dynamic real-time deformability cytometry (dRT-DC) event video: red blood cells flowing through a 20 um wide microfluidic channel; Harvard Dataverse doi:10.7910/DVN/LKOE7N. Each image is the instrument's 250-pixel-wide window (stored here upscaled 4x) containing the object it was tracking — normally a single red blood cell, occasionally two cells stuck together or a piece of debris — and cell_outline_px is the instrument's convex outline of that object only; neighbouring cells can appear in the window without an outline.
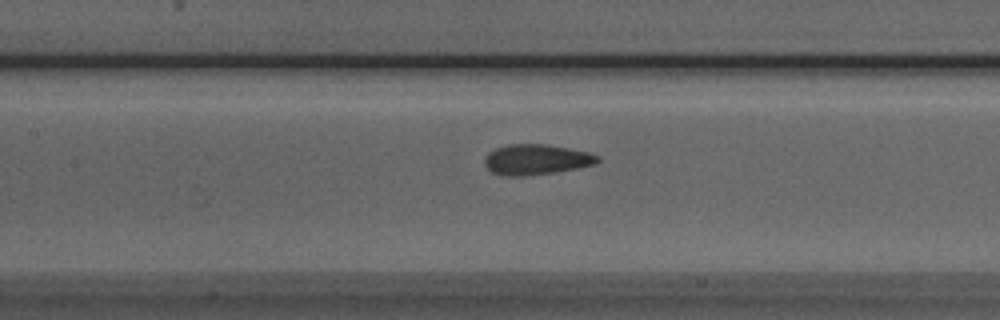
{"species": "Egyptian fruit bat (a non-hibernating species)", "species_latin": "Rousettus aegyptiacus", "temperature_condition": "room temperature", "stored_images_in_passage": 51, "camera_frame_rate_fps": 3000, "um_per_image_px": 0.085, "animal": {"sex": "male"}, "frame": {"image": 1, "passage_image": 23, "time_ms": 7.333, "image_size_px": [1000, 320], "cell_outline_px": [[600, 160], [596, 164], [576, 168], [552, 172], [524, 176], [500, 176], [492, 172], [484, 164], [484, 160], [488, 152], [496, 148], [508, 144], [548, 144], [588, 152], [600, 156]], "centroid_in_image_um": [45.56, 13.56], "position_along_channel_um": 161.8, "area_um2": 20.06}}
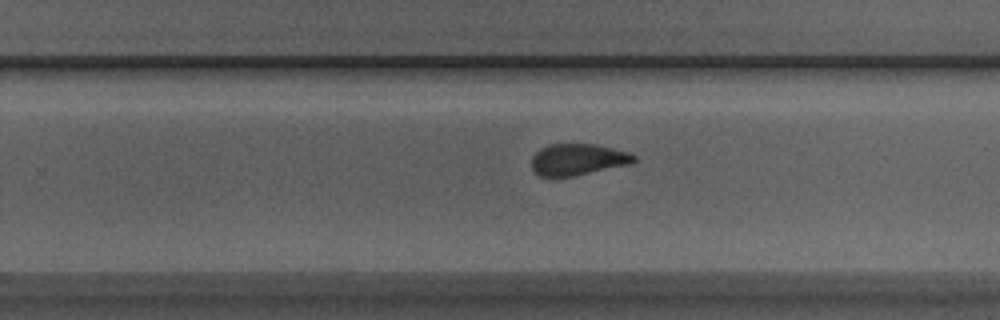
{"frame": {"image": 2, "passage_image": 32, "time_ms": 10.333, "image_size_px": [1000, 320], "cell_outline_px": [[636, 160], [632, 164], [576, 176], [540, 176], [532, 168], [532, 156], [540, 148], [548, 144], [596, 144], [628, 152], [636, 156]], "centroid_in_image_um": [49.14, 13.55], "position_along_channel_um": 280.7, "area_um2": 18.9}}
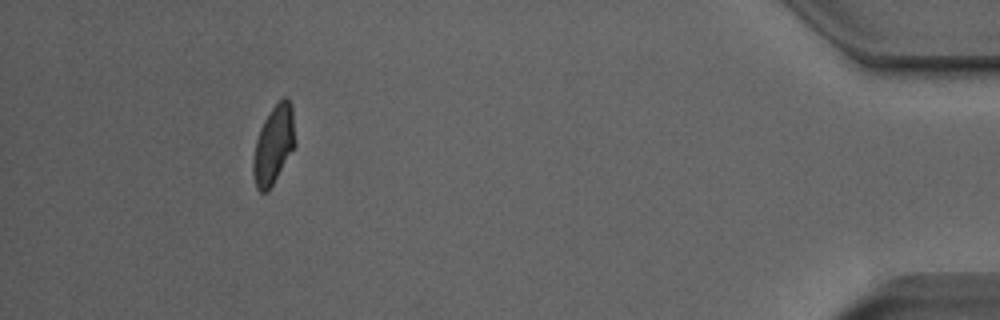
{"frame": {"image": 3, "passage_image": 47, "time_ms": 15.333, "image_size_px": [1000, 320], "cell_outline_px": [[296, 144], [268, 192], [260, 192], [256, 188], [252, 172], [252, 164], [256, 140], [260, 128], [264, 120], [272, 108], [284, 96], [288, 96], [292, 104]], "centroid_in_image_um": [23.26, 12.29], "position_along_channel_um": 411.9, "area_um2": 19.25}, "authors_computed_cell_mechanics": {"area_um2": 19.8254, "velocity_mm_per_s": 3.9792, "shape_relaxation_time_tau1_ms": null, "shape_relaxation_time_tau2_ms": 1.2005, "deformation_change_tau1": null, "deformation_change_tau2": 0.0599}}